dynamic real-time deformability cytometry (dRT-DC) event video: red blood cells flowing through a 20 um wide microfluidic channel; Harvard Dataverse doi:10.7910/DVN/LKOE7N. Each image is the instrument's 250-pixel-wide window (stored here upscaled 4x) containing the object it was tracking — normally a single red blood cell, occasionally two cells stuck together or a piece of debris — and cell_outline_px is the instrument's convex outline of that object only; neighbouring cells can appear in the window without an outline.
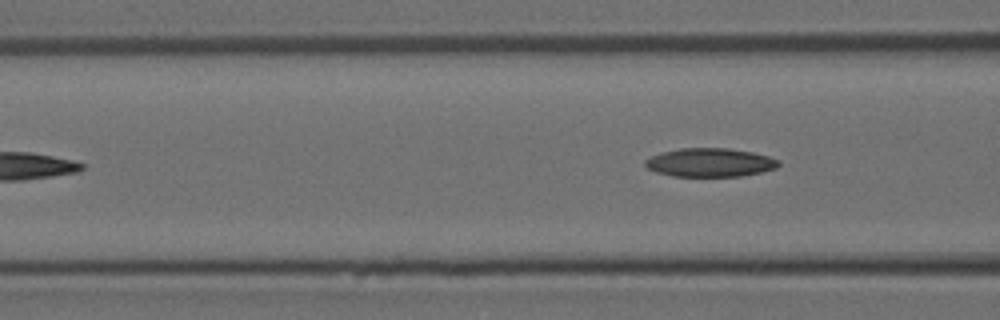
{"species": "Egyptian fruit bat (a non-hibernating species)", "species_latin": "Rousettus aegyptiacus", "temperature_condition": "room temperature", "stored_images_in_passage": 6, "camera_frame_rate_fps": 3000, "um_per_image_px": 0.085, "animal": {"sex": "female"}, "frame": {"image": 1, "passage_image": 4, "time_ms": 1.0, "image_size_px": [1000, 320], "cell_outline_px": [[780, 164], [776, 168], [760, 172], [740, 176], [672, 176], [656, 172], [648, 168], [644, 164], [644, 160], [660, 152], [680, 148], [728, 148], [752, 152], [768, 156], [780, 160]], "centroid_in_image_um": [60.34, 13.81], "position_along_channel_um": 106.3, "area_um2": 22.25}}